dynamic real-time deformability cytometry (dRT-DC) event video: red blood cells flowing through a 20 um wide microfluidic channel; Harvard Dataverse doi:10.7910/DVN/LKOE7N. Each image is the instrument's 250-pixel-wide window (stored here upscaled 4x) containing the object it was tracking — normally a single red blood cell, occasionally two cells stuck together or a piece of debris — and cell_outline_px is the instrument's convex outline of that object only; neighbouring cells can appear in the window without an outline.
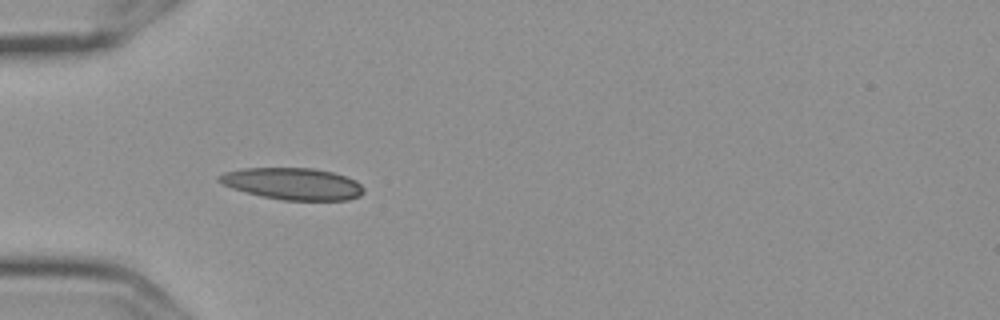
{"species": "Egyptian fruit bat (a non-hibernating species)", "species_latin": "Rousettus aegyptiacus", "temperature_condition": "cold", "stored_images_in_passage": 4, "camera_frame_rate_fps": 3000, "um_per_image_px": 0.085, "frame": {"image": 1, "passage_image": 3, "time_ms": 0.667, "image_size_px": [1000, 320], "cell_outline_px": [[364, 192], [360, 196], [348, 200], [284, 200], [260, 196], [232, 188], [216, 180], [216, 176], [224, 172], [244, 168], [312, 168], [332, 172], [356, 180], [364, 188]], "centroid_in_image_um": [24.87, 15.62], "position_along_channel_um": 60.1, "area_um2": 26.82}}
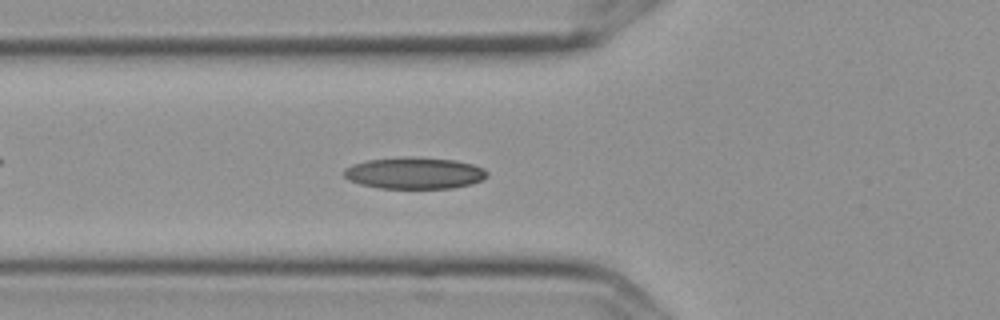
{"frame": {"image": 2, "passage_image": 4, "time_ms": 1.0, "image_size_px": [1000, 320], "cell_outline_px": [[488, 176], [484, 180], [472, 184], [452, 188], [380, 188], [360, 184], [348, 180], [344, 176], [344, 168], [352, 164], [368, 160], [408, 156], [456, 160], [472, 164], [484, 168], [488, 172]], "centroid_in_image_um": [35.25, 14.71], "position_along_channel_um": 90.5, "area_um2": 26.59}}